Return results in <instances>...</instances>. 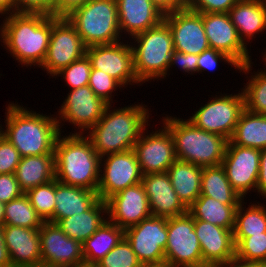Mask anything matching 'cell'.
Here are the masks:
<instances>
[{
	"label": "cell",
	"instance_id": "1",
	"mask_svg": "<svg viewBox=\"0 0 266 267\" xmlns=\"http://www.w3.org/2000/svg\"><path fill=\"white\" fill-rule=\"evenodd\" d=\"M4 18L0 25L1 45L21 65L40 68L49 46L51 15L16 12Z\"/></svg>",
	"mask_w": 266,
	"mask_h": 267
},
{
	"label": "cell",
	"instance_id": "2",
	"mask_svg": "<svg viewBox=\"0 0 266 267\" xmlns=\"http://www.w3.org/2000/svg\"><path fill=\"white\" fill-rule=\"evenodd\" d=\"M111 105L108 104L97 124L85 132L100 157L134 149L141 133L149 125L151 114L145 104L118 109H112Z\"/></svg>",
	"mask_w": 266,
	"mask_h": 267
},
{
	"label": "cell",
	"instance_id": "3",
	"mask_svg": "<svg viewBox=\"0 0 266 267\" xmlns=\"http://www.w3.org/2000/svg\"><path fill=\"white\" fill-rule=\"evenodd\" d=\"M5 112L4 136L21 157L53 154L55 142L60 134L55 115L27 110L23 105L9 103Z\"/></svg>",
	"mask_w": 266,
	"mask_h": 267
},
{
	"label": "cell",
	"instance_id": "4",
	"mask_svg": "<svg viewBox=\"0 0 266 267\" xmlns=\"http://www.w3.org/2000/svg\"><path fill=\"white\" fill-rule=\"evenodd\" d=\"M55 179L65 185L98 189L101 157L85 134L58 135L55 148Z\"/></svg>",
	"mask_w": 266,
	"mask_h": 267
},
{
	"label": "cell",
	"instance_id": "5",
	"mask_svg": "<svg viewBox=\"0 0 266 267\" xmlns=\"http://www.w3.org/2000/svg\"><path fill=\"white\" fill-rule=\"evenodd\" d=\"M164 124L174 139L176 159L201 167L221 165L228 140L195 127L189 120L167 115Z\"/></svg>",
	"mask_w": 266,
	"mask_h": 267
},
{
	"label": "cell",
	"instance_id": "6",
	"mask_svg": "<svg viewBox=\"0 0 266 267\" xmlns=\"http://www.w3.org/2000/svg\"><path fill=\"white\" fill-rule=\"evenodd\" d=\"M130 40L133 41L130 43L134 73L141 84L164 79L166 75L169 77L168 67L174 45L171 30L164 20Z\"/></svg>",
	"mask_w": 266,
	"mask_h": 267
},
{
	"label": "cell",
	"instance_id": "7",
	"mask_svg": "<svg viewBox=\"0 0 266 267\" xmlns=\"http://www.w3.org/2000/svg\"><path fill=\"white\" fill-rule=\"evenodd\" d=\"M66 18L87 47L114 44L122 39L116 0H88Z\"/></svg>",
	"mask_w": 266,
	"mask_h": 267
},
{
	"label": "cell",
	"instance_id": "8",
	"mask_svg": "<svg viewBox=\"0 0 266 267\" xmlns=\"http://www.w3.org/2000/svg\"><path fill=\"white\" fill-rule=\"evenodd\" d=\"M220 94L192 113L187 120L195 127L220 135L229 141L240 115L245 110L244 95L242 90L234 95Z\"/></svg>",
	"mask_w": 266,
	"mask_h": 267
},
{
	"label": "cell",
	"instance_id": "9",
	"mask_svg": "<svg viewBox=\"0 0 266 267\" xmlns=\"http://www.w3.org/2000/svg\"><path fill=\"white\" fill-rule=\"evenodd\" d=\"M87 46L81 36L66 17L51 15V35L47 54L42 63L43 71L49 77L58 73L62 68L86 55Z\"/></svg>",
	"mask_w": 266,
	"mask_h": 267
},
{
	"label": "cell",
	"instance_id": "10",
	"mask_svg": "<svg viewBox=\"0 0 266 267\" xmlns=\"http://www.w3.org/2000/svg\"><path fill=\"white\" fill-rule=\"evenodd\" d=\"M209 47L231 57L239 66L238 71L248 75L252 70L248 47L240 39L229 13H202Z\"/></svg>",
	"mask_w": 266,
	"mask_h": 267
},
{
	"label": "cell",
	"instance_id": "11",
	"mask_svg": "<svg viewBox=\"0 0 266 267\" xmlns=\"http://www.w3.org/2000/svg\"><path fill=\"white\" fill-rule=\"evenodd\" d=\"M165 263L172 267L203 264L200 242L194 230V219L187 212L167 218Z\"/></svg>",
	"mask_w": 266,
	"mask_h": 267
},
{
	"label": "cell",
	"instance_id": "12",
	"mask_svg": "<svg viewBox=\"0 0 266 267\" xmlns=\"http://www.w3.org/2000/svg\"><path fill=\"white\" fill-rule=\"evenodd\" d=\"M167 236V217L150 216L124 230V238L142 265L165 263Z\"/></svg>",
	"mask_w": 266,
	"mask_h": 267
},
{
	"label": "cell",
	"instance_id": "13",
	"mask_svg": "<svg viewBox=\"0 0 266 267\" xmlns=\"http://www.w3.org/2000/svg\"><path fill=\"white\" fill-rule=\"evenodd\" d=\"M105 156L101 157L97 193L106 202L125 188L141 183L143 174L134 149Z\"/></svg>",
	"mask_w": 266,
	"mask_h": 267
},
{
	"label": "cell",
	"instance_id": "14",
	"mask_svg": "<svg viewBox=\"0 0 266 267\" xmlns=\"http://www.w3.org/2000/svg\"><path fill=\"white\" fill-rule=\"evenodd\" d=\"M107 106L108 103L96 96L89 85L70 90L55 116L60 133L64 121L78 127L79 132L74 131V134H85L103 117Z\"/></svg>",
	"mask_w": 266,
	"mask_h": 267
},
{
	"label": "cell",
	"instance_id": "15",
	"mask_svg": "<svg viewBox=\"0 0 266 267\" xmlns=\"http://www.w3.org/2000/svg\"><path fill=\"white\" fill-rule=\"evenodd\" d=\"M42 267H85L82 243L68 237L55 223L39 229Z\"/></svg>",
	"mask_w": 266,
	"mask_h": 267
},
{
	"label": "cell",
	"instance_id": "16",
	"mask_svg": "<svg viewBox=\"0 0 266 267\" xmlns=\"http://www.w3.org/2000/svg\"><path fill=\"white\" fill-rule=\"evenodd\" d=\"M123 42L125 40L122 39V41L114 44L89 46L86 49V55L90 59L93 69H99L107 73L124 88L128 84L142 85L134 73L132 46L127 40L126 44Z\"/></svg>",
	"mask_w": 266,
	"mask_h": 267
},
{
	"label": "cell",
	"instance_id": "17",
	"mask_svg": "<svg viewBox=\"0 0 266 267\" xmlns=\"http://www.w3.org/2000/svg\"><path fill=\"white\" fill-rule=\"evenodd\" d=\"M161 127L150 134L145 128L135 143L134 151L143 175L165 173L177 160L173 136L164 124Z\"/></svg>",
	"mask_w": 266,
	"mask_h": 267
},
{
	"label": "cell",
	"instance_id": "18",
	"mask_svg": "<svg viewBox=\"0 0 266 267\" xmlns=\"http://www.w3.org/2000/svg\"><path fill=\"white\" fill-rule=\"evenodd\" d=\"M261 150L242 147L228 141L221 165L233 189L244 199L256 192Z\"/></svg>",
	"mask_w": 266,
	"mask_h": 267
},
{
	"label": "cell",
	"instance_id": "19",
	"mask_svg": "<svg viewBox=\"0 0 266 267\" xmlns=\"http://www.w3.org/2000/svg\"><path fill=\"white\" fill-rule=\"evenodd\" d=\"M163 20L171 30L174 50L199 55L210 48L205 34L202 13L184 7L164 15Z\"/></svg>",
	"mask_w": 266,
	"mask_h": 267
},
{
	"label": "cell",
	"instance_id": "20",
	"mask_svg": "<svg viewBox=\"0 0 266 267\" xmlns=\"http://www.w3.org/2000/svg\"><path fill=\"white\" fill-rule=\"evenodd\" d=\"M106 203L108 219L124 230L152 216L142 183L125 188Z\"/></svg>",
	"mask_w": 266,
	"mask_h": 267
},
{
	"label": "cell",
	"instance_id": "21",
	"mask_svg": "<svg viewBox=\"0 0 266 267\" xmlns=\"http://www.w3.org/2000/svg\"><path fill=\"white\" fill-rule=\"evenodd\" d=\"M203 264L217 267L235 257L233 231L202 220H194Z\"/></svg>",
	"mask_w": 266,
	"mask_h": 267
},
{
	"label": "cell",
	"instance_id": "22",
	"mask_svg": "<svg viewBox=\"0 0 266 267\" xmlns=\"http://www.w3.org/2000/svg\"><path fill=\"white\" fill-rule=\"evenodd\" d=\"M141 183L149 200L152 216L174 217L188 212L172 187L167 172L143 175Z\"/></svg>",
	"mask_w": 266,
	"mask_h": 267
},
{
	"label": "cell",
	"instance_id": "23",
	"mask_svg": "<svg viewBox=\"0 0 266 267\" xmlns=\"http://www.w3.org/2000/svg\"><path fill=\"white\" fill-rule=\"evenodd\" d=\"M12 267H42L39 229L3 225Z\"/></svg>",
	"mask_w": 266,
	"mask_h": 267
},
{
	"label": "cell",
	"instance_id": "24",
	"mask_svg": "<svg viewBox=\"0 0 266 267\" xmlns=\"http://www.w3.org/2000/svg\"><path fill=\"white\" fill-rule=\"evenodd\" d=\"M116 3L120 33L128 34L129 38L151 29L164 19V14L151 0H116Z\"/></svg>",
	"mask_w": 266,
	"mask_h": 267
},
{
	"label": "cell",
	"instance_id": "25",
	"mask_svg": "<svg viewBox=\"0 0 266 267\" xmlns=\"http://www.w3.org/2000/svg\"><path fill=\"white\" fill-rule=\"evenodd\" d=\"M228 13L246 46L266 30V0H239Z\"/></svg>",
	"mask_w": 266,
	"mask_h": 267
},
{
	"label": "cell",
	"instance_id": "26",
	"mask_svg": "<svg viewBox=\"0 0 266 267\" xmlns=\"http://www.w3.org/2000/svg\"><path fill=\"white\" fill-rule=\"evenodd\" d=\"M98 199L96 191L65 185L55 179L54 223L87 211Z\"/></svg>",
	"mask_w": 266,
	"mask_h": 267
},
{
	"label": "cell",
	"instance_id": "27",
	"mask_svg": "<svg viewBox=\"0 0 266 267\" xmlns=\"http://www.w3.org/2000/svg\"><path fill=\"white\" fill-rule=\"evenodd\" d=\"M106 216L107 203L99 198L87 211L60 219L56 224L68 237L83 243L108 219Z\"/></svg>",
	"mask_w": 266,
	"mask_h": 267
},
{
	"label": "cell",
	"instance_id": "28",
	"mask_svg": "<svg viewBox=\"0 0 266 267\" xmlns=\"http://www.w3.org/2000/svg\"><path fill=\"white\" fill-rule=\"evenodd\" d=\"M20 189L26 193L55 179V154L22 157L15 171Z\"/></svg>",
	"mask_w": 266,
	"mask_h": 267
},
{
	"label": "cell",
	"instance_id": "29",
	"mask_svg": "<svg viewBox=\"0 0 266 267\" xmlns=\"http://www.w3.org/2000/svg\"><path fill=\"white\" fill-rule=\"evenodd\" d=\"M202 171L203 167L180 160H176L168 168L172 187L187 208L201 194Z\"/></svg>",
	"mask_w": 266,
	"mask_h": 267
},
{
	"label": "cell",
	"instance_id": "30",
	"mask_svg": "<svg viewBox=\"0 0 266 267\" xmlns=\"http://www.w3.org/2000/svg\"><path fill=\"white\" fill-rule=\"evenodd\" d=\"M123 238V228L109 219L104 221L98 230L82 243L85 267H94Z\"/></svg>",
	"mask_w": 266,
	"mask_h": 267
},
{
	"label": "cell",
	"instance_id": "31",
	"mask_svg": "<svg viewBox=\"0 0 266 267\" xmlns=\"http://www.w3.org/2000/svg\"><path fill=\"white\" fill-rule=\"evenodd\" d=\"M238 205L224 204L209 196L200 195L188 207V213L194 220H202L233 231Z\"/></svg>",
	"mask_w": 266,
	"mask_h": 267
},
{
	"label": "cell",
	"instance_id": "32",
	"mask_svg": "<svg viewBox=\"0 0 266 267\" xmlns=\"http://www.w3.org/2000/svg\"><path fill=\"white\" fill-rule=\"evenodd\" d=\"M229 141L242 147L266 149V115L245 109Z\"/></svg>",
	"mask_w": 266,
	"mask_h": 267
},
{
	"label": "cell",
	"instance_id": "33",
	"mask_svg": "<svg viewBox=\"0 0 266 267\" xmlns=\"http://www.w3.org/2000/svg\"><path fill=\"white\" fill-rule=\"evenodd\" d=\"M224 204H240L243 198L233 189L222 165L203 167L201 194Z\"/></svg>",
	"mask_w": 266,
	"mask_h": 267
},
{
	"label": "cell",
	"instance_id": "34",
	"mask_svg": "<svg viewBox=\"0 0 266 267\" xmlns=\"http://www.w3.org/2000/svg\"><path fill=\"white\" fill-rule=\"evenodd\" d=\"M244 203L243 199L235 212L233 238H245L266 232V205L251 202L245 209Z\"/></svg>",
	"mask_w": 266,
	"mask_h": 267
},
{
	"label": "cell",
	"instance_id": "35",
	"mask_svg": "<svg viewBox=\"0 0 266 267\" xmlns=\"http://www.w3.org/2000/svg\"><path fill=\"white\" fill-rule=\"evenodd\" d=\"M43 223V219L31 205L29 198L25 193L18 198L5 203L4 225L40 229Z\"/></svg>",
	"mask_w": 266,
	"mask_h": 267
},
{
	"label": "cell",
	"instance_id": "36",
	"mask_svg": "<svg viewBox=\"0 0 266 267\" xmlns=\"http://www.w3.org/2000/svg\"><path fill=\"white\" fill-rule=\"evenodd\" d=\"M248 82L241 89L244 95L245 109L251 113L266 115V69L260 68L251 73ZM255 74V75H253Z\"/></svg>",
	"mask_w": 266,
	"mask_h": 267
},
{
	"label": "cell",
	"instance_id": "37",
	"mask_svg": "<svg viewBox=\"0 0 266 267\" xmlns=\"http://www.w3.org/2000/svg\"><path fill=\"white\" fill-rule=\"evenodd\" d=\"M44 222L54 223L55 179L25 193Z\"/></svg>",
	"mask_w": 266,
	"mask_h": 267
},
{
	"label": "cell",
	"instance_id": "38",
	"mask_svg": "<svg viewBox=\"0 0 266 267\" xmlns=\"http://www.w3.org/2000/svg\"><path fill=\"white\" fill-rule=\"evenodd\" d=\"M233 240L236 257L266 263V232L245 238H233Z\"/></svg>",
	"mask_w": 266,
	"mask_h": 267
},
{
	"label": "cell",
	"instance_id": "39",
	"mask_svg": "<svg viewBox=\"0 0 266 267\" xmlns=\"http://www.w3.org/2000/svg\"><path fill=\"white\" fill-rule=\"evenodd\" d=\"M128 241L123 238L94 267H142Z\"/></svg>",
	"mask_w": 266,
	"mask_h": 267
},
{
	"label": "cell",
	"instance_id": "40",
	"mask_svg": "<svg viewBox=\"0 0 266 267\" xmlns=\"http://www.w3.org/2000/svg\"><path fill=\"white\" fill-rule=\"evenodd\" d=\"M91 69V61L85 55L81 59L72 62L69 66L62 68L54 77H63L70 90H73L88 85Z\"/></svg>",
	"mask_w": 266,
	"mask_h": 267
},
{
	"label": "cell",
	"instance_id": "41",
	"mask_svg": "<svg viewBox=\"0 0 266 267\" xmlns=\"http://www.w3.org/2000/svg\"><path fill=\"white\" fill-rule=\"evenodd\" d=\"M89 87L96 96L102 98L106 103H113L112 93L123 87L116 79L99 69H91ZM116 89V90H115Z\"/></svg>",
	"mask_w": 266,
	"mask_h": 267
},
{
	"label": "cell",
	"instance_id": "42",
	"mask_svg": "<svg viewBox=\"0 0 266 267\" xmlns=\"http://www.w3.org/2000/svg\"><path fill=\"white\" fill-rule=\"evenodd\" d=\"M239 0H186L185 7L198 13H228Z\"/></svg>",
	"mask_w": 266,
	"mask_h": 267
},
{
	"label": "cell",
	"instance_id": "43",
	"mask_svg": "<svg viewBox=\"0 0 266 267\" xmlns=\"http://www.w3.org/2000/svg\"><path fill=\"white\" fill-rule=\"evenodd\" d=\"M218 61L228 63V65H231L236 69L235 71L239 69V66L236 64V62L226 53L209 48L199 54V59L197 62V73H201L207 70L214 71L217 65H219Z\"/></svg>",
	"mask_w": 266,
	"mask_h": 267
},
{
	"label": "cell",
	"instance_id": "44",
	"mask_svg": "<svg viewBox=\"0 0 266 267\" xmlns=\"http://www.w3.org/2000/svg\"><path fill=\"white\" fill-rule=\"evenodd\" d=\"M18 150L4 137L0 138V174H13L21 161Z\"/></svg>",
	"mask_w": 266,
	"mask_h": 267
},
{
	"label": "cell",
	"instance_id": "45",
	"mask_svg": "<svg viewBox=\"0 0 266 267\" xmlns=\"http://www.w3.org/2000/svg\"><path fill=\"white\" fill-rule=\"evenodd\" d=\"M18 13H42L53 16L55 0H14Z\"/></svg>",
	"mask_w": 266,
	"mask_h": 267
},
{
	"label": "cell",
	"instance_id": "46",
	"mask_svg": "<svg viewBox=\"0 0 266 267\" xmlns=\"http://www.w3.org/2000/svg\"><path fill=\"white\" fill-rule=\"evenodd\" d=\"M23 193L16 180L15 173L0 174V202L8 203Z\"/></svg>",
	"mask_w": 266,
	"mask_h": 267
},
{
	"label": "cell",
	"instance_id": "47",
	"mask_svg": "<svg viewBox=\"0 0 266 267\" xmlns=\"http://www.w3.org/2000/svg\"><path fill=\"white\" fill-rule=\"evenodd\" d=\"M198 59H199V55L190 54V53L186 54V53L174 50L170 58L168 71L171 70L170 68H172V66L178 65V67L180 66L179 68L183 70V73L185 72L190 75L194 74L197 72Z\"/></svg>",
	"mask_w": 266,
	"mask_h": 267
},
{
	"label": "cell",
	"instance_id": "48",
	"mask_svg": "<svg viewBox=\"0 0 266 267\" xmlns=\"http://www.w3.org/2000/svg\"><path fill=\"white\" fill-rule=\"evenodd\" d=\"M88 0H55L53 16L66 17L73 10L83 6Z\"/></svg>",
	"mask_w": 266,
	"mask_h": 267
},
{
	"label": "cell",
	"instance_id": "49",
	"mask_svg": "<svg viewBox=\"0 0 266 267\" xmlns=\"http://www.w3.org/2000/svg\"><path fill=\"white\" fill-rule=\"evenodd\" d=\"M256 192L266 199V149L261 150ZM266 201V200H265Z\"/></svg>",
	"mask_w": 266,
	"mask_h": 267
},
{
	"label": "cell",
	"instance_id": "50",
	"mask_svg": "<svg viewBox=\"0 0 266 267\" xmlns=\"http://www.w3.org/2000/svg\"><path fill=\"white\" fill-rule=\"evenodd\" d=\"M164 14H169L185 7L186 0H151Z\"/></svg>",
	"mask_w": 266,
	"mask_h": 267
},
{
	"label": "cell",
	"instance_id": "51",
	"mask_svg": "<svg viewBox=\"0 0 266 267\" xmlns=\"http://www.w3.org/2000/svg\"><path fill=\"white\" fill-rule=\"evenodd\" d=\"M217 267H266V263L260 261L242 260L235 256L227 263L219 265Z\"/></svg>",
	"mask_w": 266,
	"mask_h": 267
},
{
	"label": "cell",
	"instance_id": "52",
	"mask_svg": "<svg viewBox=\"0 0 266 267\" xmlns=\"http://www.w3.org/2000/svg\"><path fill=\"white\" fill-rule=\"evenodd\" d=\"M0 267H12L9 252L4 241L3 226H0Z\"/></svg>",
	"mask_w": 266,
	"mask_h": 267
},
{
	"label": "cell",
	"instance_id": "53",
	"mask_svg": "<svg viewBox=\"0 0 266 267\" xmlns=\"http://www.w3.org/2000/svg\"><path fill=\"white\" fill-rule=\"evenodd\" d=\"M10 15L16 13V5L14 0H0V15Z\"/></svg>",
	"mask_w": 266,
	"mask_h": 267
},
{
	"label": "cell",
	"instance_id": "54",
	"mask_svg": "<svg viewBox=\"0 0 266 267\" xmlns=\"http://www.w3.org/2000/svg\"><path fill=\"white\" fill-rule=\"evenodd\" d=\"M4 208H5V203L0 202V226L4 225Z\"/></svg>",
	"mask_w": 266,
	"mask_h": 267
},
{
	"label": "cell",
	"instance_id": "55",
	"mask_svg": "<svg viewBox=\"0 0 266 267\" xmlns=\"http://www.w3.org/2000/svg\"><path fill=\"white\" fill-rule=\"evenodd\" d=\"M142 267H172L168 263H162V264H153V265H143Z\"/></svg>",
	"mask_w": 266,
	"mask_h": 267
},
{
	"label": "cell",
	"instance_id": "56",
	"mask_svg": "<svg viewBox=\"0 0 266 267\" xmlns=\"http://www.w3.org/2000/svg\"><path fill=\"white\" fill-rule=\"evenodd\" d=\"M179 267H212V266L207 265V264H201V265H196V266H179Z\"/></svg>",
	"mask_w": 266,
	"mask_h": 267
},
{
	"label": "cell",
	"instance_id": "57",
	"mask_svg": "<svg viewBox=\"0 0 266 267\" xmlns=\"http://www.w3.org/2000/svg\"><path fill=\"white\" fill-rule=\"evenodd\" d=\"M263 55V60H262V62L264 61V66H266V50H265V52L262 54Z\"/></svg>",
	"mask_w": 266,
	"mask_h": 267
},
{
	"label": "cell",
	"instance_id": "58",
	"mask_svg": "<svg viewBox=\"0 0 266 267\" xmlns=\"http://www.w3.org/2000/svg\"><path fill=\"white\" fill-rule=\"evenodd\" d=\"M3 126L0 124V138L2 137V128Z\"/></svg>",
	"mask_w": 266,
	"mask_h": 267
}]
</instances>
